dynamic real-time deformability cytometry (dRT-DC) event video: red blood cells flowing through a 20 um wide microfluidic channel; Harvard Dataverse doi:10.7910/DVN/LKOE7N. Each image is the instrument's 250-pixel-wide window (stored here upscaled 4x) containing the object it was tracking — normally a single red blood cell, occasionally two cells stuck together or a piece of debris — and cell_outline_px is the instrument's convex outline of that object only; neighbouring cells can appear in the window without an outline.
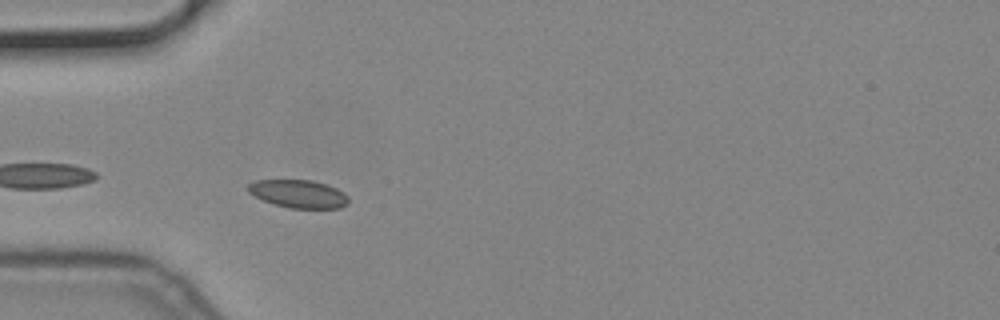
{"species": "common noctule bat (a hibernating species)", "species_latin": "Nyctalus noctula", "temperature_condition": "cold", "stored_images_in_passage": 6, "segment_of_instrument_passage": [2, 2], "camera_frame_rate_fps": 3000, "um_per_image_px": 0.085, "animal": {"sex": "male", "body_mass_g": 19.2, "forearm_length_mm": 51.8}, "frame": {"image": 1, "passage_image": 4, "time_ms": 1.0, "image_size_px": [1000, 320], "cell_outline_px": [[348, 204], [340, 208], [288, 208], [264, 200], [248, 192], [248, 184], [256, 180], [312, 180], [328, 184], [344, 192], [348, 196]], "centroid_in_image_um": [25.41, 16.47], "position_along_channel_um": 59.6, "area_um2": 16.36}}
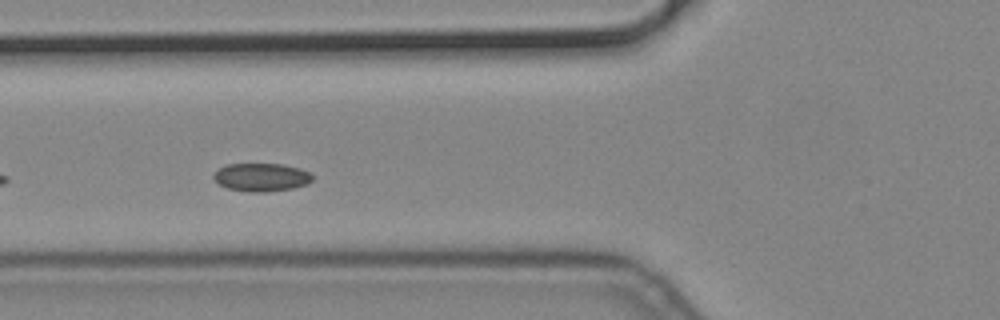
{"frame": {"image": 2, "passage_image": 5, "time_ms": 1.333, "image_size_px": [1000, 320], "cell_outline_px": [[312, 180], [308, 184], [292, 188], [264, 192], [248, 192], [228, 188], [220, 184], [212, 176], [224, 164], [280, 164], [300, 168], [308, 172], [312, 176]], "centroid_in_image_um": [22.22, 15.06], "position_along_channel_um": 103.6, "area_um2": 16.07}}
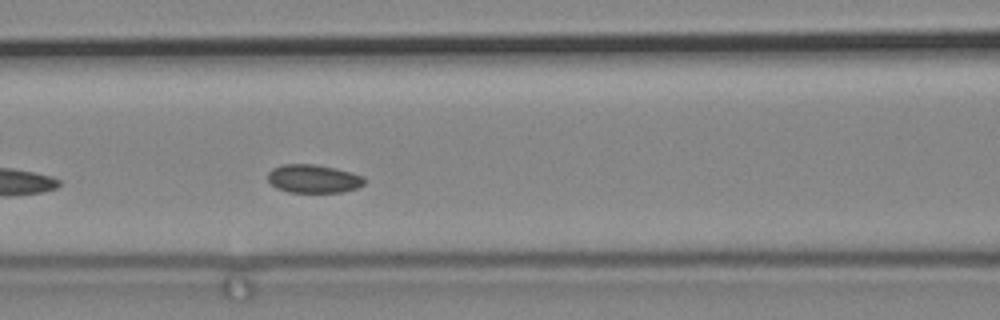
{"frame": {"image": 3, "passage_image": 6, "time_ms": 1.667, "image_size_px": [1000, 320], "cell_outline_px": [[364, 184], [356, 188], [344, 192], [288, 192], [276, 188], [268, 180], [268, 172], [272, 168], [284, 164], [316, 164], [336, 168], [352, 172], [364, 176]], "centroid_in_image_um": [26.65, 15.19], "position_along_channel_um": 140.0, "area_um2": 16.07}}